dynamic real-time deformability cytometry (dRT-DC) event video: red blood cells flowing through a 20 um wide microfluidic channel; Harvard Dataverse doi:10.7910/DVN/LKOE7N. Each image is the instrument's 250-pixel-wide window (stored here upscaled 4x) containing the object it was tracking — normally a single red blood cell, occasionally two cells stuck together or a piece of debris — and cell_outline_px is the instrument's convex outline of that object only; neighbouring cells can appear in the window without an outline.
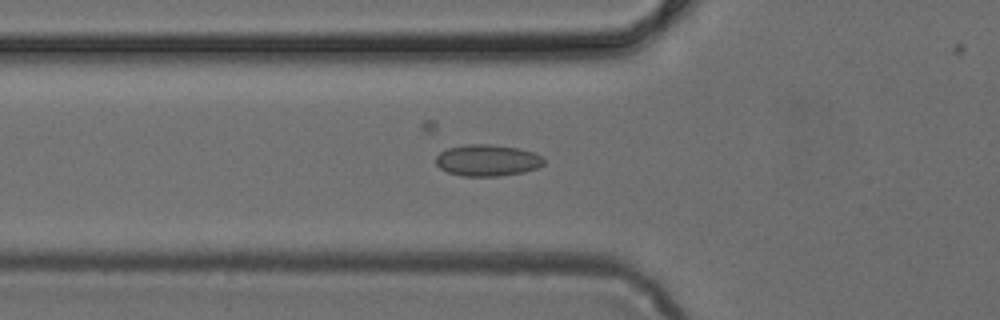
{"species": "common noctule bat (a hibernating species)", "species_latin": "Nyctalus noctula", "temperature_condition": "cold", "stored_images_in_passage": 34, "camera_frame_rate_fps": 3000, "um_per_image_px": 0.085, "animal": {"sex": "female", "body_mass_g": 24.6, "forearm_length_mm": 56.2}, "frame": {"image": 1, "passage_image": 9, "time_ms": 2.667, "image_size_px": [1000, 320], "cell_outline_px": [[544, 164], [536, 168], [524, 172], [496, 176], [464, 176], [448, 172], [440, 168], [436, 164], [436, 156], [440, 152], [448, 148], [464, 144], [492, 144], [520, 148], [532, 152], [540, 156], [544, 160]], "centroid_in_image_um": [41.41, 13.62], "position_along_channel_um": 84.4, "area_um2": 19.83}}
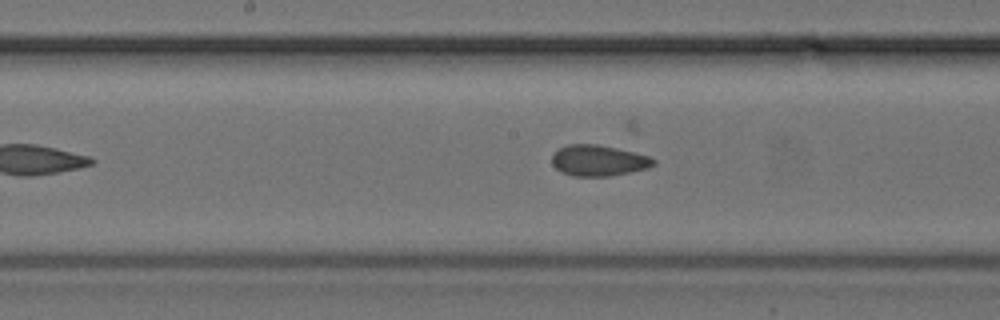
{"frame": {"image": 2, "passage_image": 17, "time_ms": 5.333, "image_size_px": [1000, 320], "cell_outline_px": [[656, 164], [648, 168], [608, 176], [572, 176], [560, 172], [552, 164], [552, 156], [556, 148], [568, 144], [596, 144], [616, 148], [648, 156], [656, 160]], "centroid_in_image_um": [50.82, 13.64], "position_along_channel_um": 197.4, "area_um2": 18.32}}
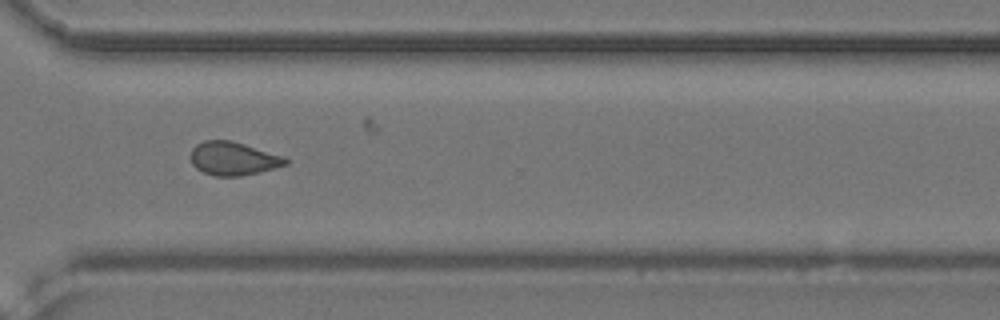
{"frame": {"image": 3, "passage_image": 28, "time_ms": 9.0, "image_size_px": [1000, 320], "cell_outline_px": [[288, 164], [276, 168], [260, 172], [240, 176], [212, 176], [196, 168], [192, 164], [188, 156], [192, 148], [196, 144], [204, 140], [228, 140], [244, 144], [284, 156], [288, 160]], "centroid_in_image_um": [19.8, 13.48], "position_along_channel_um": 350.8, "area_um2": 18.67}}